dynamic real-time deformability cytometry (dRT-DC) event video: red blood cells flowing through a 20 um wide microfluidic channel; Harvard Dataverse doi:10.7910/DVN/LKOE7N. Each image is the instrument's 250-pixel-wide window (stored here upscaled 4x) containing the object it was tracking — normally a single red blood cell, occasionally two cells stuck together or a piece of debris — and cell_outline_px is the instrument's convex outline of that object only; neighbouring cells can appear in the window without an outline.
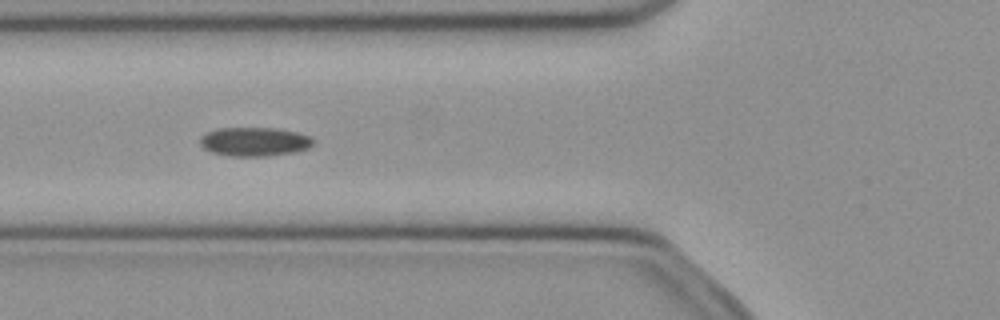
{"species": "common noctule bat (a hibernating species)", "species_latin": "Nyctalus noctula", "temperature_condition": "cold", "stored_images_in_passage": 39, "camera_frame_rate_fps": 3000, "um_per_image_px": 0.085, "animal": {"sex": "female", "body_mass_g": 21.9}, "frame": {"image": 1, "passage_image": 9, "time_ms": 2.667, "image_size_px": [1000, 320], "cell_outline_px": [[316, 140], [308, 148], [296, 152], [268, 156], [228, 156], [212, 152], [204, 148], [200, 144], [200, 136], [204, 132], [216, 128], [276, 128], [296, 132], [312, 136]], "centroid_in_image_um": [21.63, 12.04], "position_along_channel_um": 104.2, "area_um2": 19.36}}
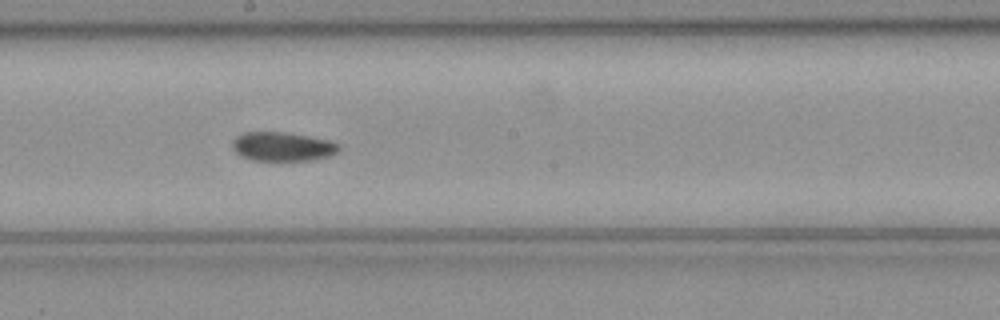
{"frame": {"image": 2, "passage_image": 18, "time_ms": 5.667, "image_size_px": [1000, 320], "cell_outline_px": [[340, 148], [336, 152], [328, 156], [308, 160], [252, 160], [240, 156], [232, 148], [232, 140], [236, 136], [244, 132], [284, 132], [332, 140], [340, 144]], "centroid_in_image_um": [24.0, 12.45], "position_along_channel_um": 224.2, "area_um2": 18.03}}
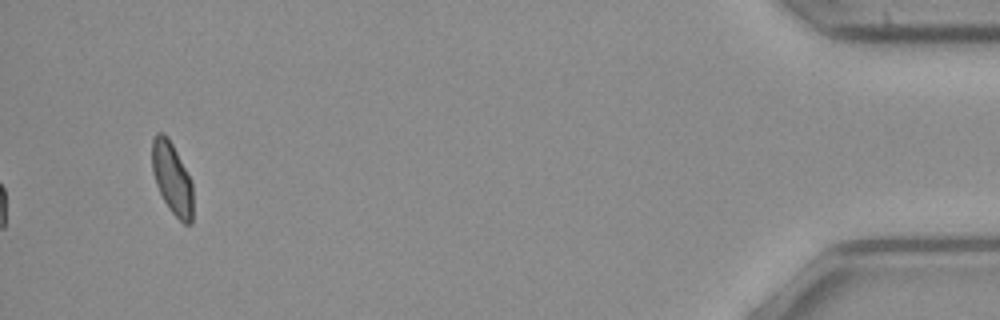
{"frame": {"image": 3, "passage_image": 39, "time_ms": 12.667, "image_size_px": [1000, 320], "cell_outline_px": [[192, 224], [184, 224], [172, 212], [164, 200], [156, 184], [152, 172], [152, 140], [156, 132], [164, 132], [168, 136], [192, 184]], "centroid_in_image_um": [14.6, 15.14], "position_along_channel_um": 420.6, "area_um2": 16.82}, "authors_computed_cell_mechanics": {"area_um2": 18.8428, "velocity_mm_per_s": 3.979, "shape_relaxation_time_tau1_ms": 6.0066, "shape_relaxation_time_tau2_ms": 5.9779, "deformation_change_tau1": 0.0913, "deformation_change_tau2": 0.0855}}